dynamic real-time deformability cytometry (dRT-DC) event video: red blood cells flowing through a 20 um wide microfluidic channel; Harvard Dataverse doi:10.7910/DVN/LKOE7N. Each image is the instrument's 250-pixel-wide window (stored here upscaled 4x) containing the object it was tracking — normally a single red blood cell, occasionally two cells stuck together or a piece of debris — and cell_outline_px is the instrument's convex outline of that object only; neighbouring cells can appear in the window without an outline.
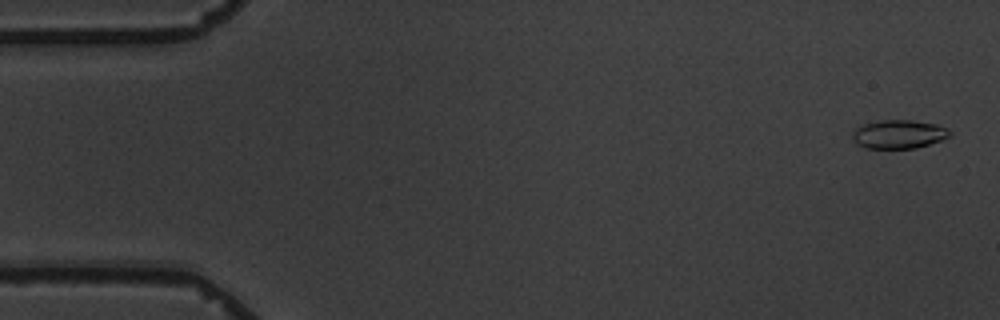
{"species": "common noctule bat (a hibernating species)", "species_latin": "Nyctalus noctula", "temperature_condition": "warm", "stored_images_in_passage": 6, "camera_frame_rate_fps": 3000, "um_per_image_px": 0.085, "animal": {"sex": "male", "body_mass_g": 19.5, "forearm_length_mm": 54.6}, "frame": {"image": 1, "passage_image": 1, "time_ms": 0.0, "image_size_px": [1000, 320], "cell_outline_px": [[952, 136], [916, 148], [868, 148], [856, 144], [852, 140], [852, 132], [856, 128], [864, 124], [880, 120], [912, 120], [936, 124], [952, 132]], "centroid_in_image_um": [76.37, 11.41], "position_along_channel_um": 8.6, "area_um2": 16.18}}